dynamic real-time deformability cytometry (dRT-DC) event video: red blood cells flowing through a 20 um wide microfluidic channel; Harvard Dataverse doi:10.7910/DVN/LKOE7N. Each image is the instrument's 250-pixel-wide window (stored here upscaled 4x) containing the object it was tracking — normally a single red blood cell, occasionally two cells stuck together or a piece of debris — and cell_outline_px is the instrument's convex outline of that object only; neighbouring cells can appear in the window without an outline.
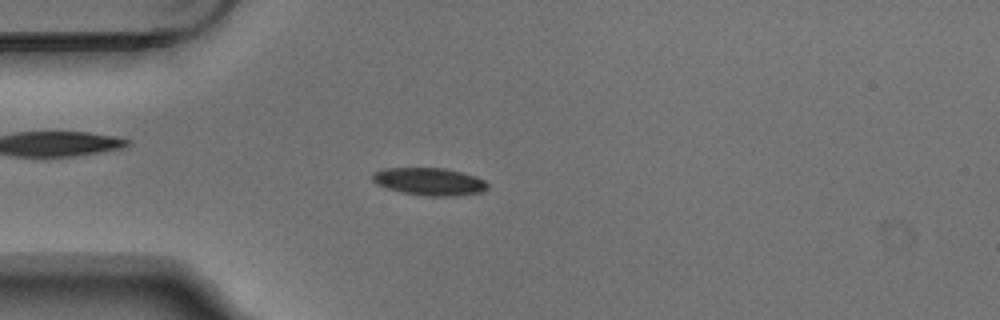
{"species": "Egyptian fruit bat (a non-hibernating species)", "species_latin": "Rousettus aegyptiacus", "temperature_condition": "warm", "stored_images_in_passage": 4, "camera_frame_rate_fps": 3000, "um_per_image_px": 0.085, "animal": {"sex": "male"}, "frame": {"image": 1, "passage_image": 4, "time_ms": 1.0, "image_size_px": [1000, 320], "cell_outline_px": [[488, 188], [484, 192], [456, 196], [428, 196], [404, 192], [388, 188], [376, 184], [372, 180], [372, 172], [384, 168], [444, 168], [476, 176], [484, 180], [488, 184]], "centroid_in_image_um": [36.51, 15.43], "position_along_channel_um": 48.5, "area_um2": 18.5}}